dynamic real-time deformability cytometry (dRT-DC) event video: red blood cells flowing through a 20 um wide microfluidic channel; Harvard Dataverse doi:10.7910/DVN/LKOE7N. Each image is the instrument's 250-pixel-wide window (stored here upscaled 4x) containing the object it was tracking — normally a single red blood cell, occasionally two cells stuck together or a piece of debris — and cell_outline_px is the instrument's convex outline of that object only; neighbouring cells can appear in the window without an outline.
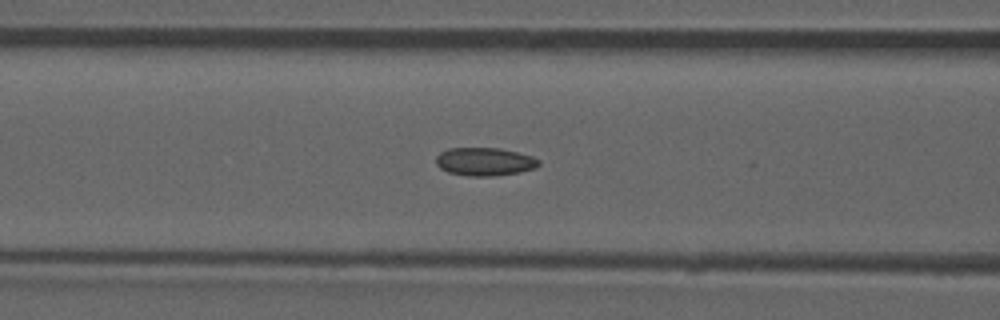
{"species": "common noctule bat (a hibernating species)", "species_latin": "Nyctalus noctula", "temperature_condition": "room temperature", "stored_images_in_passage": 31, "camera_frame_rate_fps": 3000, "um_per_image_px": 0.085, "animal": {"sex": "male", "forearm_length_mm": 52.5}, "frame": {"image": 1, "passage_image": 5, "time_ms": 1.333, "image_size_px": [1000, 320], "cell_outline_px": [[540, 164], [536, 168], [520, 172], [496, 176], [468, 176], [448, 172], [440, 168], [436, 164], [436, 156], [440, 152], [448, 148], [500, 148], [532, 156], [540, 160]], "centroid_in_image_um": [41.2, 13.74], "position_along_channel_um": 125.4, "area_um2": 16.99}}